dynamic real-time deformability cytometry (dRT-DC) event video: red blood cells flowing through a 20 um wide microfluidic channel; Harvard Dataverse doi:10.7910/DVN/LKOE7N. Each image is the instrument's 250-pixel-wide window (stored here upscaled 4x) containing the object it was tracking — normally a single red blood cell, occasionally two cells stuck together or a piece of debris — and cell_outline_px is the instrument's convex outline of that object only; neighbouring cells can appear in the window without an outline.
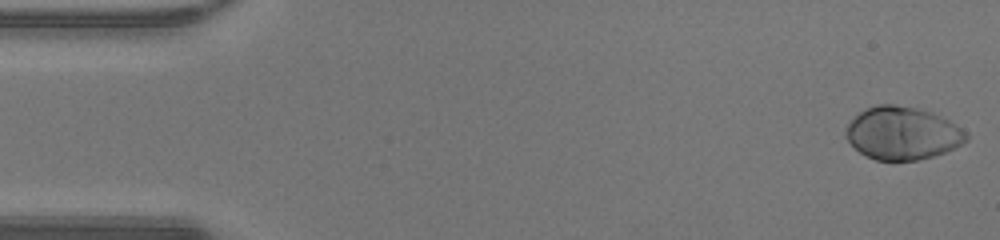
{"species": "human", "species_latin": "Homo sapiens", "temperature_condition": "warm", "stored_images_in_passage": 47, "camera_frame_rate_fps": 3000, "um_per_image_px": 0.085, "donor": {"sex": "male"}, "frame": {"image": 1, "passage_image": 1, "time_ms": 0.0, "image_size_px": [1000, 240], "cell_outline_px": [[968, 140], [956, 148], [920, 160], [876, 160], [860, 152], [844, 136], [844, 132], [848, 124], [860, 112], [876, 104], [896, 104], [916, 108], [932, 112], [948, 120], [968, 132]], "centroid_in_image_um": [76.73, 11.32], "position_along_channel_um": 8.3, "area_um2": 36.99}}
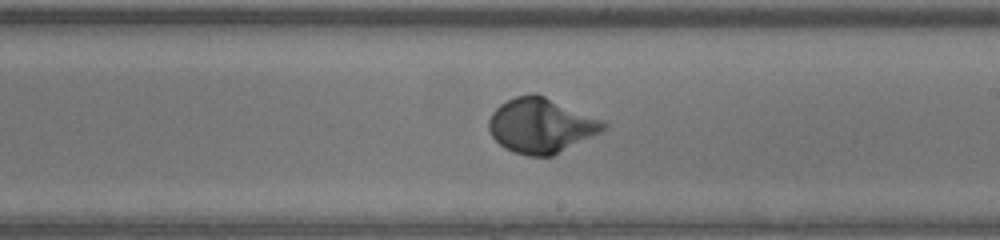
{"frame": {"image": 2, "passage_image": 27, "time_ms": 8.667, "image_size_px": [1000, 240], "cell_outline_px": [[608, 128], [552, 156], [528, 156], [504, 148], [492, 136], [488, 128], [488, 120], [492, 112], [500, 104], [516, 96], [532, 92], [536, 92], [604, 120], [608, 124]], "centroid_in_image_um": [45.99, 10.65], "position_along_channel_um": 243.0, "area_um2": 36.7}}
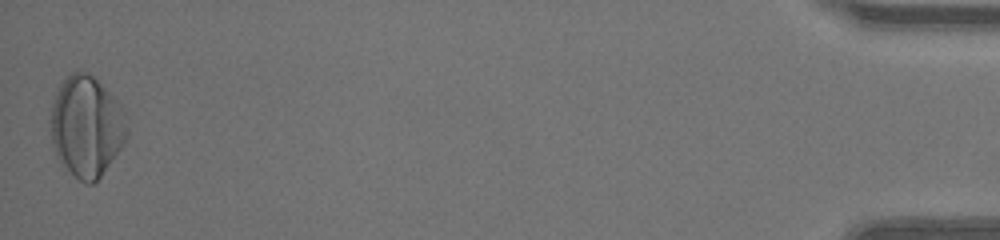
{"frame": {"image": 3, "passage_image": 47, "time_ms": 15.333, "image_size_px": [1000, 240], "cell_outline_px": [[128, 136], [124, 144], [100, 176], [92, 184], [84, 184], [64, 168], [60, 164], [52, 148], [48, 120], [52, 104], [56, 92], [60, 84], [72, 72], [88, 72], [120, 104], [124, 112], [128, 128]], "centroid_in_image_um": [7.31, 10.78], "position_along_channel_um": 427.9, "area_um2": 45.32}, "authors_computed_cell_mechanics": {"area_um2": 36.0672, "velocity_mm_per_s": 4.3124, "shape_relaxation_time_tau1_ms": 2.4162, "shape_relaxation_time_tau2_ms": null, "deformation_change_tau1": 0.1795, "deformation_change_tau2": null}}